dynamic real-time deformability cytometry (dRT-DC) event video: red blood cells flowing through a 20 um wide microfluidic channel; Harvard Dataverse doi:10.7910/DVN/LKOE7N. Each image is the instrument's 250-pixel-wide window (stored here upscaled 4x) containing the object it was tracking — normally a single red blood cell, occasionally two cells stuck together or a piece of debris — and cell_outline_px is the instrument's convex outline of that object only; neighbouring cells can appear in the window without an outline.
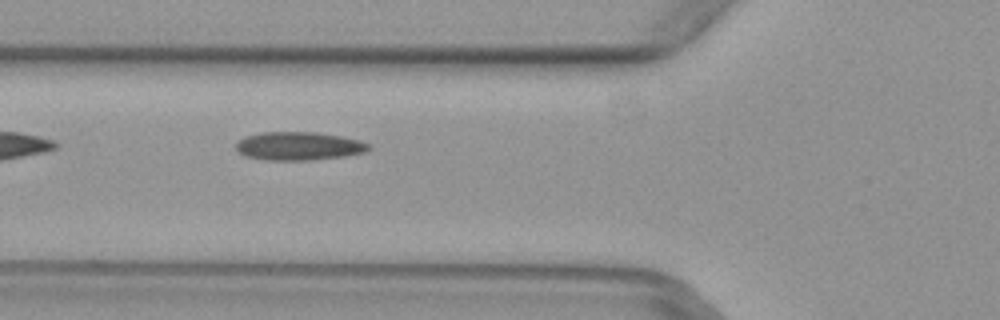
{"species": "common noctule bat (a hibernating species)", "species_latin": "Nyctalus noctula", "temperature_condition": "warm", "stored_images_in_passage": 4, "camera_frame_rate_fps": 3000, "um_per_image_px": 0.085, "animal": {"sex": "female", "body_mass_g": 29.2, "forearm_length_mm": 56.3}, "frame": {"image": 1, "passage_image": 2, "time_ms": 0.333, "image_size_px": [1000, 320], "cell_outline_px": [[372, 148], [364, 152], [344, 156], [308, 160], [268, 160], [248, 156], [240, 152], [236, 148], [236, 144], [244, 136], [260, 132], [316, 132], [340, 136], [360, 140], [368, 144]], "centroid_in_image_um": [25.4, 12.4], "position_along_channel_um": 100.4, "area_um2": 21.73}}